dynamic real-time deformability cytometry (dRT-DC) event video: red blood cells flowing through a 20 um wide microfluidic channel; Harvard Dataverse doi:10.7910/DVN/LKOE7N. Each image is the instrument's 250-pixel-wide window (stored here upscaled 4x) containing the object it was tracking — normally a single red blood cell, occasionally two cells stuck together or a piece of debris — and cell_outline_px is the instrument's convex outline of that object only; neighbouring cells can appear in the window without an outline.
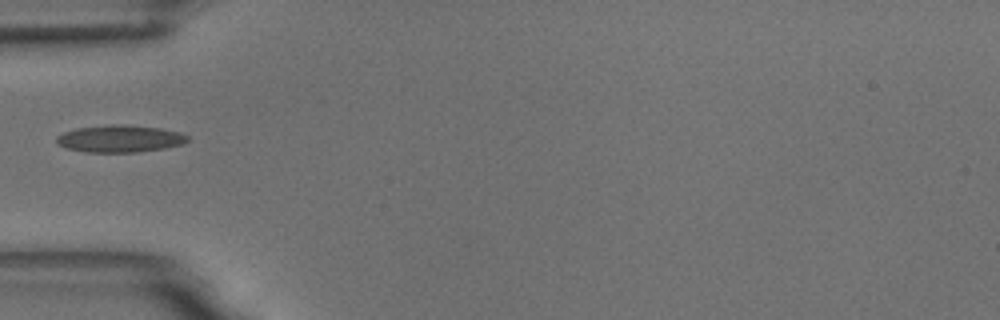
{"species": "common noctule bat (a hibernating species)", "species_latin": "Nyctalus noctula", "temperature_condition": "room temperature", "stored_images_in_passage": 16, "camera_frame_rate_fps": 3000, "um_per_image_px": 0.085, "animal": {"sex": "male", "body_mass_g": 18.8}, "frame": {"image": 1, "passage_image": 1, "time_ms": 0.0, "image_size_px": [1000, 320], "cell_outline_px": [[188, 140], [184, 144], [164, 148], [136, 152], [84, 152], [68, 148], [56, 144], [56, 136], [64, 132], [76, 128], [112, 124], [124, 124], [160, 128], [180, 132], [188, 136]], "centroid_in_image_um": [10.18, 11.78], "position_along_channel_um": 74.8, "area_um2": 20.81}}
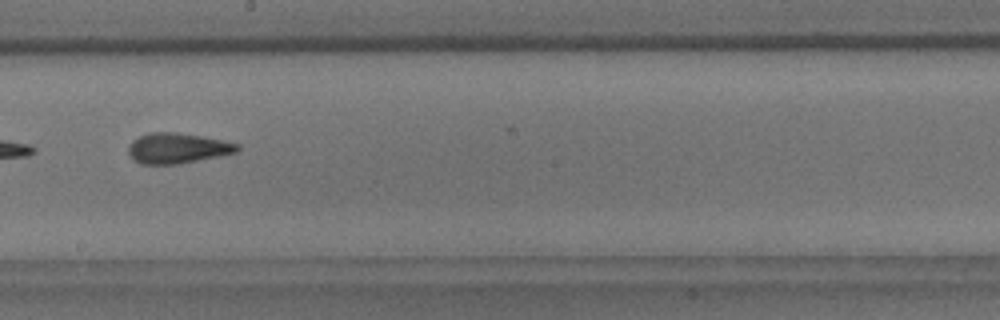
{"frame": {"image": 2, "passage_image": 14, "time_ms": 4.333, "image_size_px": [1000, 320], "cell_outline_px": [[240, 148], [236, 152], [220, 156], [180, 164], [140, 164], [132, 160], [128, 152], [128, 148], [132, 140], [148, 132], [176, 132], [200, 136], [240, 144]], "centroid_in_image_um": [15.05, 12.6], "position_along_channel_um": 233.2, "area_um2": 19.36}}